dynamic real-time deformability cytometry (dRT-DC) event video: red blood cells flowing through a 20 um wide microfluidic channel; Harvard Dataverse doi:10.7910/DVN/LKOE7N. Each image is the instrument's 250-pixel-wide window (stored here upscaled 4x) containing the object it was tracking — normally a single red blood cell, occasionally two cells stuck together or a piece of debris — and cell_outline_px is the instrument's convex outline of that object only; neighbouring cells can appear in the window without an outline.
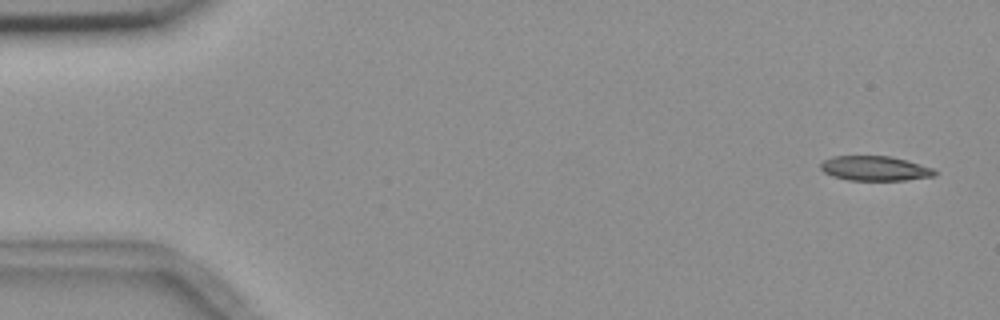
{"species": "common noctule bat (a hibernating species)", "species_latin": "Nyctalus noctula", "temperature_condition": "room temperature", "stored_images_in_passage": 4, "camera_frame_rate_fps": 3000, "um_per_image_px": 0.085, "animal": {"sex": "female", "body_mass_g": 18.4}, "frame": {"image": 1, "passage_image": 1, "time_ms": 0.0, "image_size_px": [1000, 320], "cell_outline_px": [[936, 176], [904, 180], [848, 180], [832, 176], [824, 172], [820, 168], [820, 164], [824, 160], [832, 156], [892, 156], [920, 164], [932, 168], [936, 172]], "centroid_in_image_um": [74.35, 14.31], "position_along_channel_um": 10.7, "area_um2": 16.42}}